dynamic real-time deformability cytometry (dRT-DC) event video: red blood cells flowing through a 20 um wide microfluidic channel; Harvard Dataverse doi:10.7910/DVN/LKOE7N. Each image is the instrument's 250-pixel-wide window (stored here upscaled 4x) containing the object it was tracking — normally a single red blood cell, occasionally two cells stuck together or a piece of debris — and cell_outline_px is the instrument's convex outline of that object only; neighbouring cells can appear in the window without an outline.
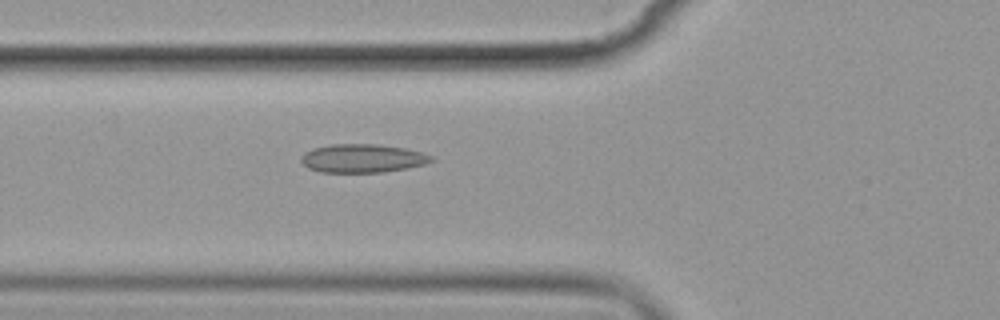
{"species": "common noctule bat (a hibernating species)", "species_latin": "Nyctalus noctula", "temperature_condition": "cold", "stored_images_in_passage": 6, "camera_frame_rate_fps": 3000, "um_per_image_px": 0.085, "animal": {"sex": "female", "body_mass_g": 19.9}, "frame": {"image": 1, "passage_image": 6, "time_ms": 6.667, "image_size_px": [1000, 320], "cell_outline_px": [[436, 160], [424, 164], [384, 172], [320, 172], [308, 168], [300, 160], [300, 156], [304, 152], [312, 148], [332, 144], [376, 144], [404, 148], [424, 152], [436, 156]], "centroid_in_image_um": [30.83, 13.45], "position_along_channel_um": 95.0, "area_um2": 21.79}}